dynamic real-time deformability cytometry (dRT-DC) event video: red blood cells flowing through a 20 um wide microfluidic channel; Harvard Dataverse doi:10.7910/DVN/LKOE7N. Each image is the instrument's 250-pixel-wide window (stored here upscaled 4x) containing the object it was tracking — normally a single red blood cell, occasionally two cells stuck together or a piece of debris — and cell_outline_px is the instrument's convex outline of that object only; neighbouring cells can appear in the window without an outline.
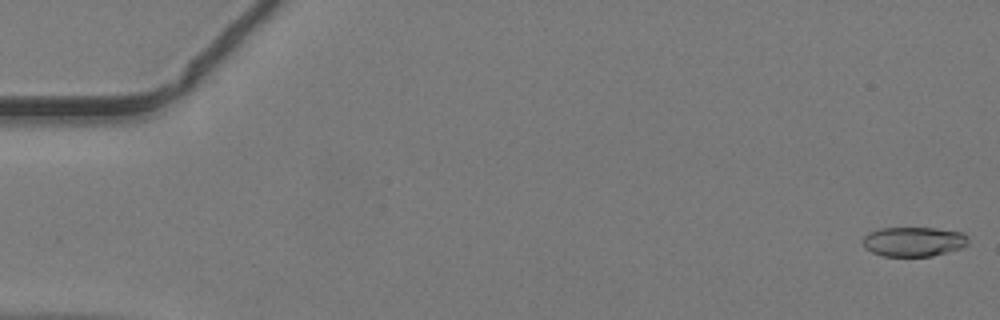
{"species": "common noctule bat (a hibernating species)", "species_latin": "Nyctalus noctula", "temperature_condition": "warm", "stored_images_in_passage": 48, "camera_frame_rate_fps": 3000, "um_per_image_px": 0.085, "animal": {"sex": "male", "body_mass_g": 19.2, "forearm_length_mm": 51.8}, "frame": {"image": 1, "passage_image": 1, "time_ms": 0.0, "image_size_px": [1000, 320], "cell_outline_px": [[968, 244], [964, 248], [932, 256], [884, 256], [872, 252], [864, 248], [864, 236], [868, 232], [880, 228], [936, 228], [960, 232], [968, 236]], "centroid_in_image_um": [77.68, 20.54], "position_along_channel_um": 7.3, "area_um2": 18.26}}
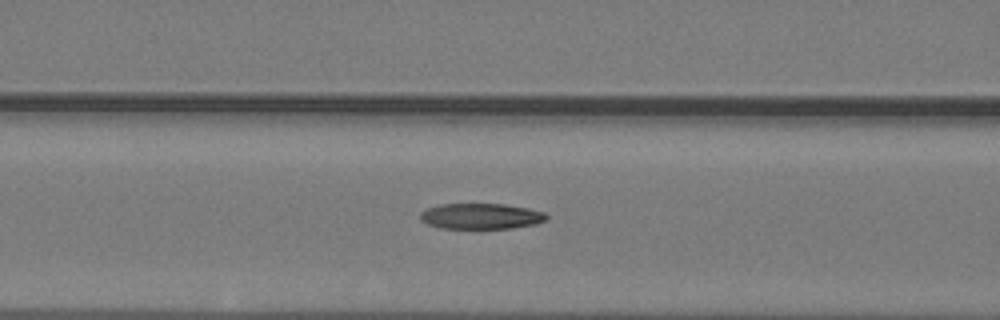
{"frame": {"image": 2, "passage_image": 20, "time_ms": 6.333, "image_size_px": [1000, 320], "cell_outline_px": [[548, 220], [536, 224], [512, 228], [440, 228], [428, 224], [420, 220], [420, 212], [428, 208], [440, 204], [504, 204], [528, 208], [544, 212], [548, 216]], "centroid_in_image_um": [40.9, 18.38], "position_along_channel_um": 125.7, "area_um2": 18.96}}
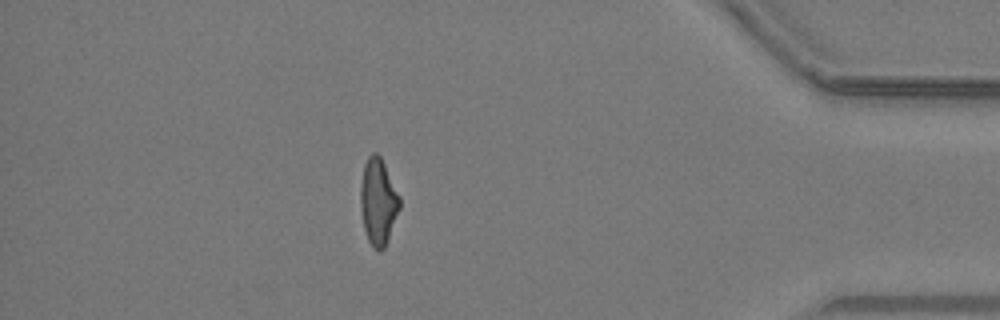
{"frame": {"image": 3, "passage_image": 42, "time_ms": 13.667, "image_size_px": [1000, 320], "cell_outline_px": [[400, 208], [388, 240], [384, 248], [380, 252], [372, 248], [368, 240], [364, 228], [360, 208], [360, 188], [364, 164], [368, 156], [372, 152], [376, 152], [380, 156], [400, 196]], "centroid_in_image_um": [32.14, 17.16], "position_along_channel_um": 403.1, "area_um2": 19.83}}